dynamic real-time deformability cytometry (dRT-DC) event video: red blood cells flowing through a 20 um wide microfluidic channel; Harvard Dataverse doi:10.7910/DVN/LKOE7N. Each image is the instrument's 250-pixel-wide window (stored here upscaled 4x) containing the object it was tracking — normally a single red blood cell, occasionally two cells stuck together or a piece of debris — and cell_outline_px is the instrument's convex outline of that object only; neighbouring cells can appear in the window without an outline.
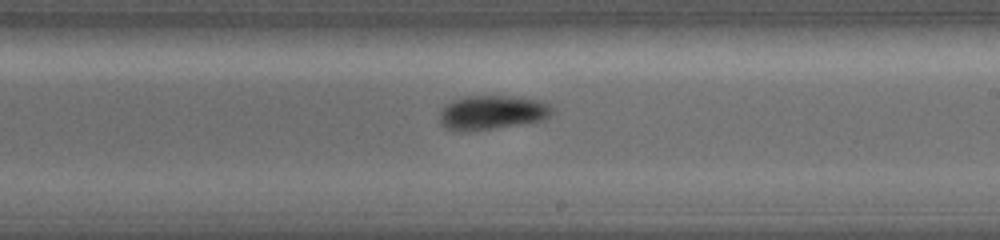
{"species": "common noctule bat (a hibernating species)", "species_latin": "Nyctalus noctula", "temperature_condition": "warm", "stored_images_in_passage": 17, "camera_frame_rate_fps": 5000, "um_per_image_px": 0.085, "animal": {"sex": "female", "body_mass_g": 19.0, "forearm_length_mm": 56.7}, "frame": {"image": 1, "passage_image": 10, "time_ms": 3.4, "image_size_px": [1000, 240], "cell_outline_px": [[552, 112], [544, 120], [520, 124], [468, 132], [452, 132], [444, 128], [440, 124], [440, 112], [452, 100], [464, 96], [516, 96], [540, 100], [548, 104], [552, 108]], "centroid_in_image_um": [41.78, 9.57], "position_along_channel_um": 247.2, "area_um2": 22.66}}
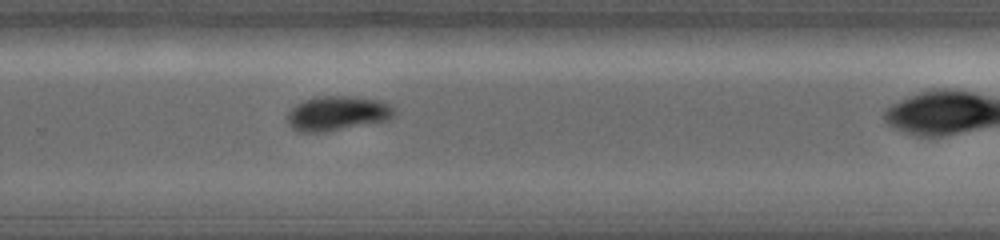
{"frame": {"image": 2, "passage_image": 12, "time_ms": 4.2, "image_size_px": [1000, 240], "cell_outline_px": [[396, 112], [388, 120], [324, 132], [296, 132], [288, 124], [284, 116], [296, 104], [304, 100], [316, 96], [356, 96], [380, 100], [392, 104], [396, 108]], "centroid_in_image_um": [28.66, 9.62], "position_along_channel_um": 301.1, "area_um2": 21.96}}
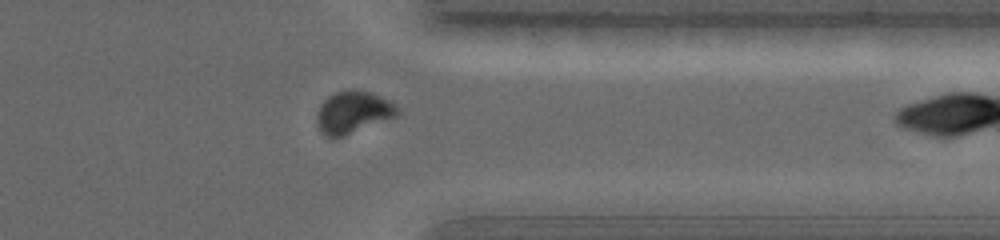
{"frame": {"image": 3, "passage_image": 15, "time_ms": 5.4, "image_size_px": [1000, 240], "cell_outline_px": [[400, 116], [344, 136], [328, 136], [320, 132], [316, 120], [316, 116], [320, 104], [328, 96], [336, 92], [352, 88], [356, 88], [372, 92], [392, 100], [400, 108]], "centroid_in_image_um": [30.08, 9.51], "position_along_channel_um": 381.3, "area_um2": 20.46}}